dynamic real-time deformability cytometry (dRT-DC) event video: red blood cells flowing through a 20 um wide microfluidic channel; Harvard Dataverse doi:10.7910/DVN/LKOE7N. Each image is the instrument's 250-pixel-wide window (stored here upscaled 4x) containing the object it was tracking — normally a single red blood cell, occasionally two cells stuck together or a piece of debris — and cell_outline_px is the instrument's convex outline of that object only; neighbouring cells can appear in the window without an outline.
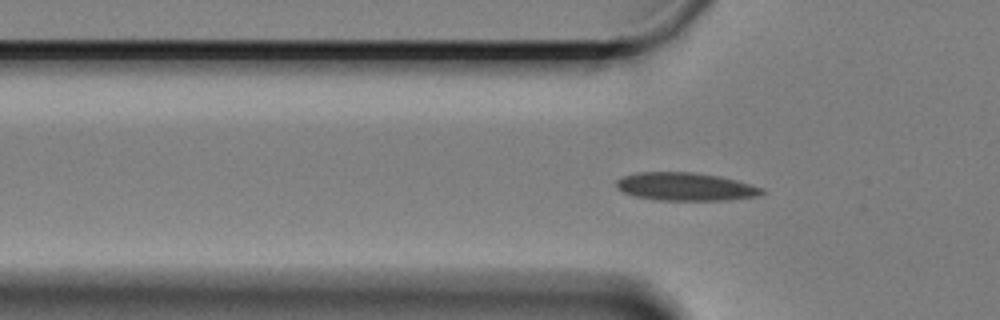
{"species": "Egyptian fruit bat (a non-hibernating species)", "species_latin": "Rousettus aegyptiacus", "temperature_condition": "cold", "stored_images_in_passage": 57, "camera_frame_rate_fps": 3000, "um_per_image_px": 0.085, "animal": {"sex": "female"}, "frame": {"image": 1, "passage_image": 14, "time_ms": 4.333, "image_size_px": [1000, 320], "cell_outline_px": [[764, 192], [760, 196], [728, 200], [656, 200], [636, 196], [624, 192], [616, 188], [616, 180], [624, 176], [636, 172], [692, 172], [720, 176], [752, 184], [764, 188]], "centroid_in_image_um": [58.29, 15.86], "position_along_channel_um": 67.5, "area_um2": 23.93}}
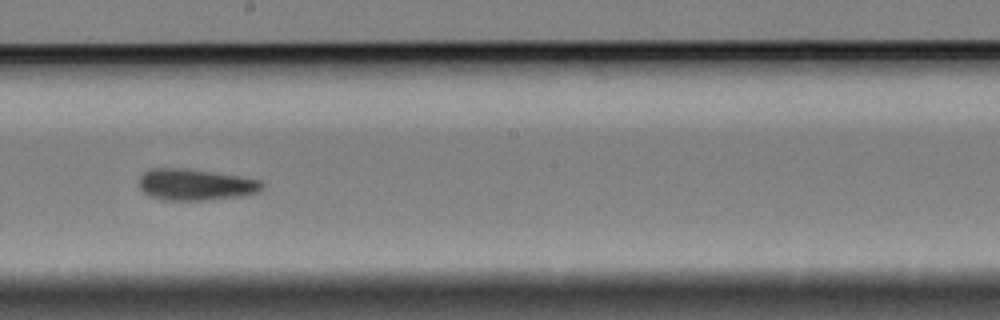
{"frame": {"image": 2, "passage_image": 29, "time_ms": 9.333, "image_size_px": [1000, 320], "cell_outline_px": [[264, 188], [260, 192], [244, 196], [204, 200], [164, 200], [148, 196], [140, 188], [140, 176], [148, 168], [184, 168], [240, 176], [260, 180], [264, 184]], "centroid_in_image_um": [16.63, 15.7], "position_along_channel_um": 231.6, "area_um2": 22.72}}
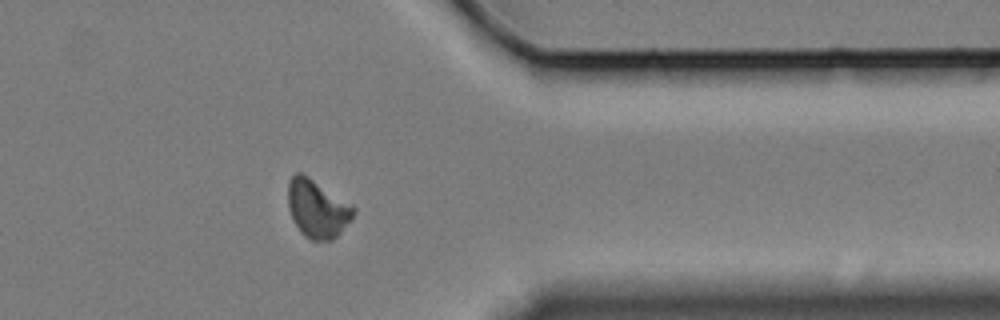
{"frame": {"image": 3, "passage_image": 44, "time_ms": 14.333, "image_size_px": [1000, 320], "cell_outline_px": [[356, 212], [352, 220], [332, 240], [312, 240], [304, 236], [300, 232], [292, 220], [288, 208], [288, 180], [296, 172], [300, 172], [308, 176], [352, 204], [356, 208]], "centroid_in_image_um": [26.97, 17.74], "position_along_channel_um": 384.4, "area_um2": 22.37}, "authors_computed_cell_mechanics": {"area_um2": 22.253, "velocity_mm_per_s": 3.2733, "shape_relaxation_time_tau1_ms": 8.2382, "shape_relaxation_time_tau2_ms": 9.4333, "deformation_change_tau1": 0.145, "deformation_change_tau2": 0.1057}}